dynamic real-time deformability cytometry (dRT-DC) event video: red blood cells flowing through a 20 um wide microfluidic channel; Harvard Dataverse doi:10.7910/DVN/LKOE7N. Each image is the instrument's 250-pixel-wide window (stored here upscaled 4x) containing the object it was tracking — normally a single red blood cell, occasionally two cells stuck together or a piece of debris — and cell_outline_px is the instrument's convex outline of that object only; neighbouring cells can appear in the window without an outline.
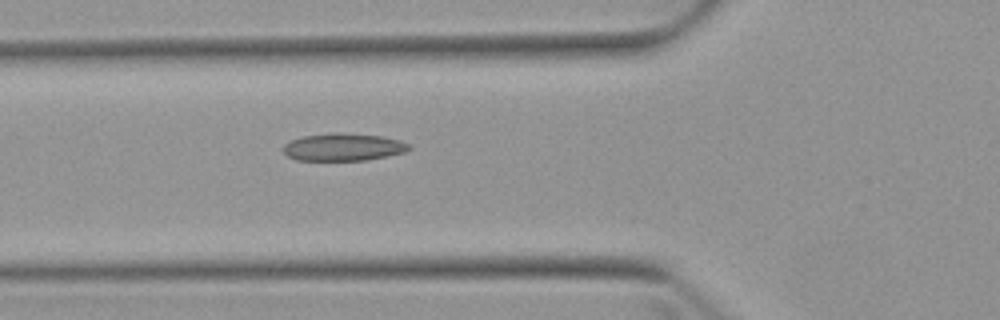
{"species": "Egyptian fruit bat (a non-hibernating species)", "species_latin": "Rousettus aegyptiacus", "temperature_condition": "warm", "stored_images_in_passage": 5, "camera_frame_rate_fps": 3000, "um_per_image_px": 0.085, "animal": {"sex": "female"}, "frame": {"image": 1, "passage_image": 5, "time_ms": 4.667, "image_size_px": [1000, 320], "cell_outline_px": [[412, 148], [404, 152], [388, 156], [368, 160], [296, 160], [288, 156], [280, 148], [284, 144], [292, 140], [304, 136], [336, 132], [340, 132], [380, 136], [400, 140], [408, 144]], "centroid_in_image_um": [29.17, 12.5], "position_along_channel_um": 96.6, "area_um2": 20.17}}